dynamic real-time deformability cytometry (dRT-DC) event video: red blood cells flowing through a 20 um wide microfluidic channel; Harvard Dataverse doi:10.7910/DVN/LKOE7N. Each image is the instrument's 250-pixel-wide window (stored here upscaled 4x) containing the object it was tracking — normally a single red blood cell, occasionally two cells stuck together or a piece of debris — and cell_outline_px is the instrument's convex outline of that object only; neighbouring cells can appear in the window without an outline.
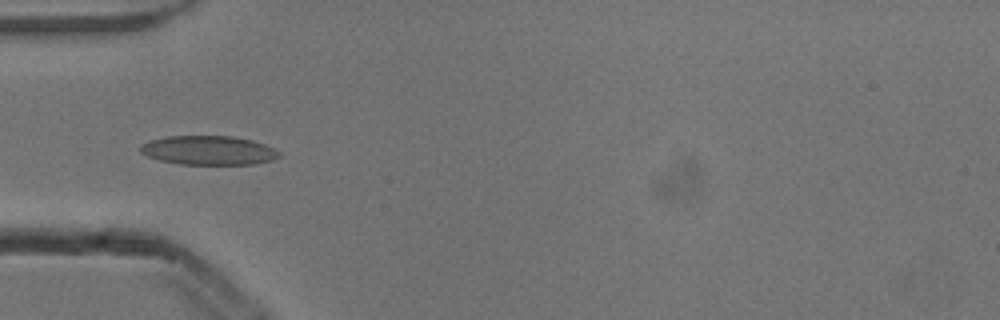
{"species": "common noctule bat (a hibernating species)", "species_latin": "Nyctalus noctula", "temperature_condition": "cold", "stored_images_in_passage": 7, "camera_frame_rate_fps": 3000, "um_per_image_px": 0.085, "animal": {"sex": "male", "body_mass_g": 13.3}, "frame": {"image": 1, "passage_image": 4, "time_ms": 1.0, "image_size_px": [1000, 320], "cell_outline_px": [[280, 156], [272, 160], [252, 164], [180, 164], [160, 160], [148, 156], [140, 152], [140, 144], [148, 140], [168, 136], [232, 136], [252, 140], [264, 144], [280, 152]], "centroid_in_image_um": [17.7, 12.77], "position_along_channel_um": 67.3, "area_um2": 23.47}}
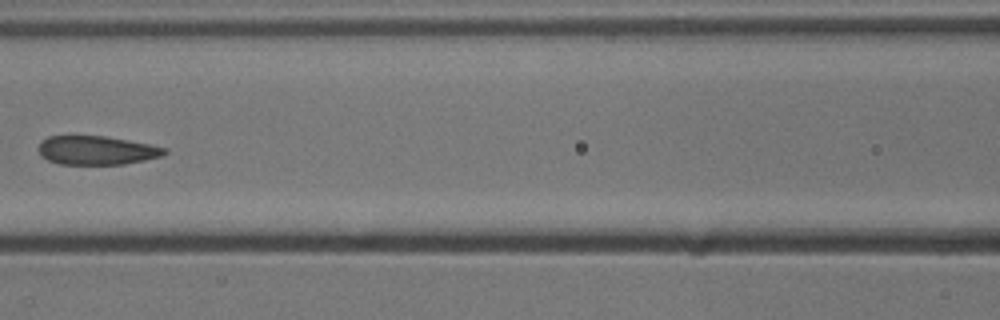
{"frame": {"image": 2, "passage_image": 6, "time_ms": 1.667, "image_size_px": [1000, 320], "cell_outline_px": [[168, 152], [164, 156], [124, 164], [60, 164], [48, 160], [40, 156], [40, 140], [48, 136], [104, 136], [128, 140], [168, 148]], "centroid_in_image_um": [8.24, 12.78], "position_along_channel_um": 158.4, "area_um2": 21.15}}
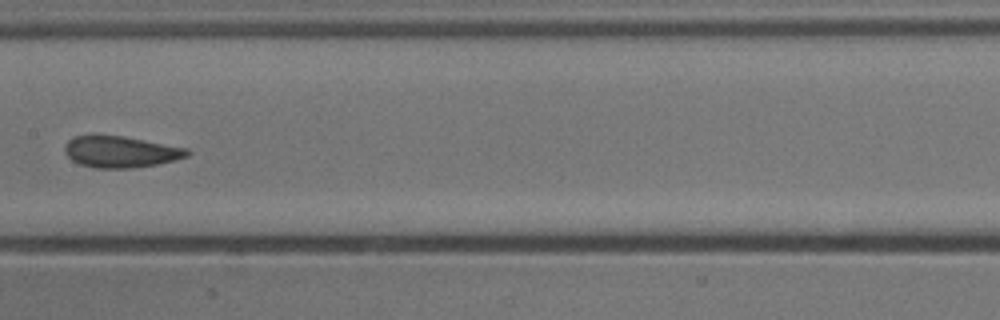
{"frame": {"image": 3, "passage_image": 7, "time_ms": 2.0, "image_size_px": [1000, 320], "cell_outline_px": [[192, 152], [188, 156], [176, 160], [156, 164], [132, 168], [96, 168], [80, 164], [72, 160], [64, 152], [64, 148], [68, 140], [72, 136], [124, 136], [188, 148]], "centroid_in_image_um": [10.28, 12.91], "position_along_channel_um": 197.1, "area_um2": 22.37}}